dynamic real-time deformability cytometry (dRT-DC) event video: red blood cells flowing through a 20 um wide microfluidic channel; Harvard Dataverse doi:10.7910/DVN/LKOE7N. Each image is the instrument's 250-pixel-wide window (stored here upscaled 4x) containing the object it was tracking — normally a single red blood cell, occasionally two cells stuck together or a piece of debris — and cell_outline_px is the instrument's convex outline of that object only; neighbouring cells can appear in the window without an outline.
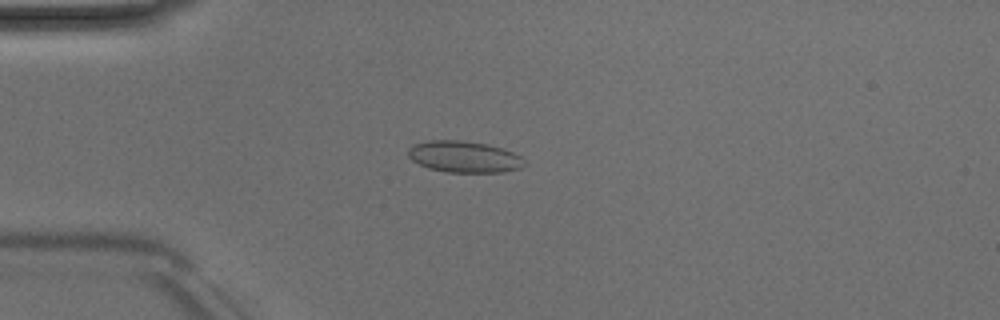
{"species": "Egyptian fruit bat (a non-hibernating species)", "species_latin": "Rousettus aegyptiacus", "temperature_condition": "room temperature", "stored_images_in_passage": 5, "camera_frame_rate_fps": 3000, "um_per_image_px": 0.085, "animal": {"sex": "male"}, "frame": {"image": 1, "passage_image": 4, "time_ms": 3.333, "image_size_px": [1000, 320], "cell_outline_px": [[528, 164], [520, 168], [504, 172], [444, 172], [428, 168], [412, 160], [408, 156], [408, 148], [412, 144], [432, 140], [460, 140], [488, 144], [512, 152], [520, 156]], "centroid_in_image_um": [39.44, 13.33], "position_along_channel_um": 45.6, "area_um2": 21.39}}